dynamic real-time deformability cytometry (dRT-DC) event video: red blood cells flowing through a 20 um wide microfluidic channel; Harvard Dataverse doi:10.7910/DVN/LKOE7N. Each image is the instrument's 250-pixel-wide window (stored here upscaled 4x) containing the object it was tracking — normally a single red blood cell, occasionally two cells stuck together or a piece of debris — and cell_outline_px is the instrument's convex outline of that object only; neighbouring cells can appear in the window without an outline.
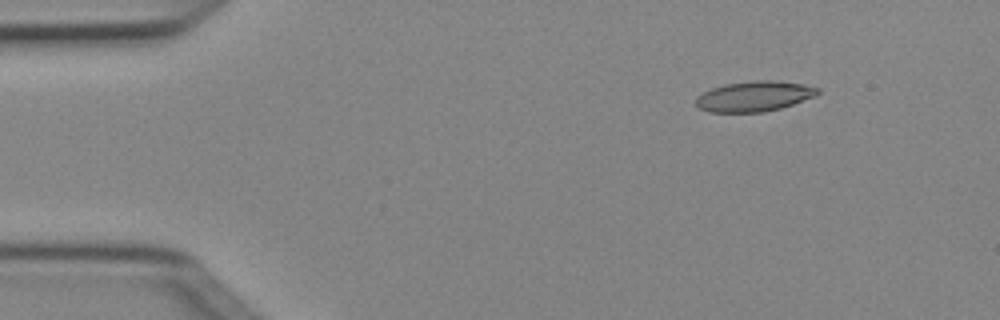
{"species": "Egyptian fruit bat (a non-hibernating species)", "species_latin": "Rousettus aegyptiacus", "temperature_condition": "cold", "stored_images_in_passage": 5, "camera_frame_rate_fps": 3000, "um_per_image_px": 0.085, "animal": {"sex": "female"}, "frame": {"image": 1, "passage_image": 2, "time_ms": 0.333, "image_size_px": [1000, 320], "cell_outline_px": [[820, 92], [816, 96], [780, 108], [764, 112], [708, 112], [700, 108], [696, 104], [696, 96], [712, 88], [724, 84], [756, 80], [776, 80], [804, 84], [820, 88]], "centroid_in_image_um": [64.13, 8.18], "position_along_channel_um": 20.9, "area_um2": 21.56}}
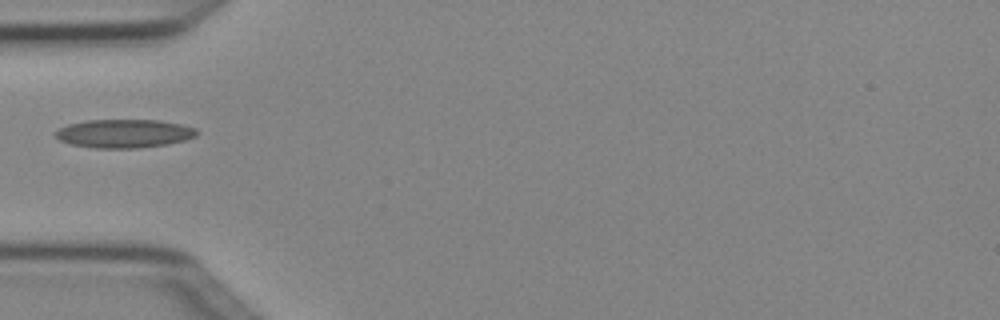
{"frame": {"image": 2, "passage_image": 5, "time_ms": 1.333, "image_size_px": [1000, 320], "cell_outline_px": [[196, 136], [184, 140], [168, 144], [136, 148], [92, 148], [68, 144], [60, 140], [56, 136], [56, 132], [60, 128], [68, 124], [88, 120], [160, 120], [180, 124], [196, 128]], "centroid_in_image_um": [10.54, 11.35], "position_along_channel_um": 74.5, "area_um2": 23.41}}